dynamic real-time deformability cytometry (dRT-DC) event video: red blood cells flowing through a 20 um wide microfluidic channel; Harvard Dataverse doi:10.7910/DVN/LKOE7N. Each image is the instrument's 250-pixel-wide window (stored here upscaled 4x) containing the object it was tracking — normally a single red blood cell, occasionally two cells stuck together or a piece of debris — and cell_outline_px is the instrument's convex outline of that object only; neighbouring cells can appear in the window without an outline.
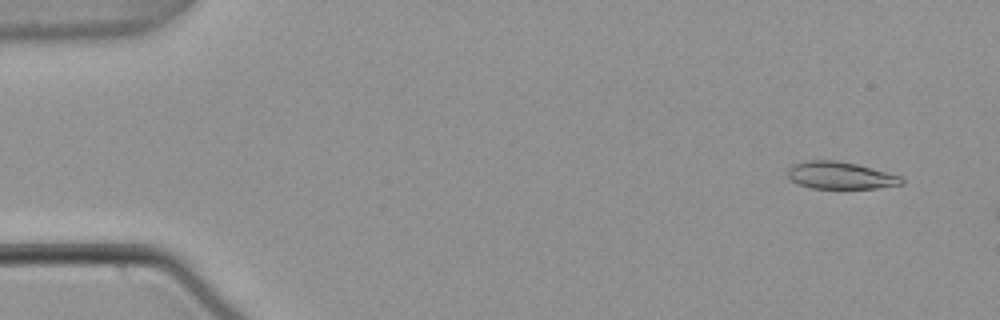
{"species": "common noctule bat (a hibernating species)", "species_latin": "Nyctalus noctula", "temperature_condition": "warm", "stored_images_in_passage": 12, "camera_frame_rate_fps": 3000, "um_per_image_px": 0.085, "animal": {"sex": "male", "body_mass_g": 21.5, "forearm_length_mm": 52.0}, "frame": {"image": 1, "passage_image": 4, "time_ms": 1.0, "image_size_px": [1000, 320], "cell_outline_px": [[904, 184], [876, 188], [812, 188], [800, 184], [792, 180], [788, 176], [788, 168], [792, 164], [804, 160], [836, 160], [856, 164], [900, 176], [904, 180]], "centroid_in_image_um": [71.41, 14.9], "position_along_channel_um": 13.6, "area_um2": 17.92}}